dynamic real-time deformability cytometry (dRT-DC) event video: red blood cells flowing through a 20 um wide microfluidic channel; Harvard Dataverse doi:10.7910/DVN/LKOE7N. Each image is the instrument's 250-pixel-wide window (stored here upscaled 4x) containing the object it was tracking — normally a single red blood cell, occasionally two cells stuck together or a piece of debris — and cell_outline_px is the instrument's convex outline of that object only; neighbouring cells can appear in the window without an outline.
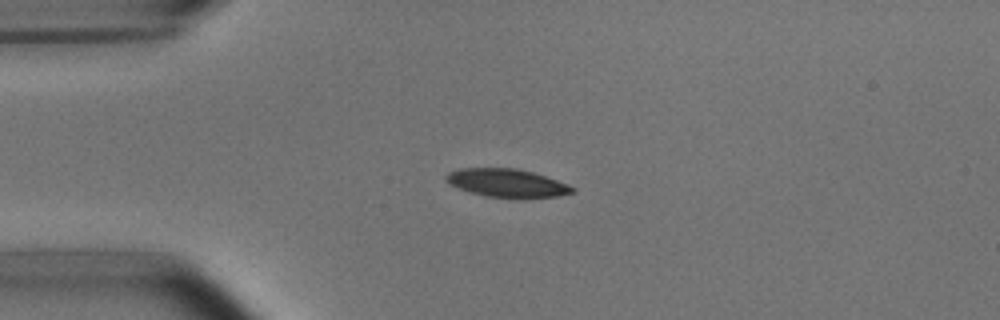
{"species": "common noctule bat (a hibernating species)", "species_latin": "Nyctalus noctula", "temperature_condition": "room temperature", "stored_images_in_passage": 13, "camera_frame_rate_fps": 3000, "um_per_image_px": 0.085, "animal": {"sex": "male", "body_mass_g": 15.6}, "frame": {"image": 1, "passage_image": 2, "time_ms": 1.333, "image_size_px": [1000, 320], "cell_outline_px": [[576, 192], [556, 196], [524, 200], [488, 196], [468, 192], [444, 180], [444, 176], [448, 172], [460, 168], [516, 168], [532, 172], [568, 184], [576, 188]], "centroid_in_image_um": [43.12, 15.58], "position_along_channel_um": 41.9, "area_um2": 21.15}}
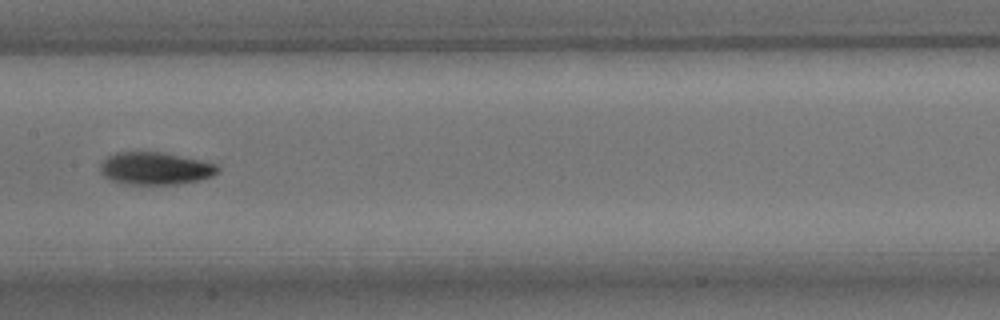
{"frame": {"image": 2, "passage_image": 6, "time_ms": 6.0, "image_size_px": [1000, 320], "cell_outline_px": [[220, 172], [212, 176], [200, 180], [176, 184], [128, 184], [112, 180], [104, 176], [100, 172], [100, 164], [108, 156], [116, 152], [160, 152], [200, 160], [216, 164], [220, 168]], "centroid_in_image_um": [13.21, 14.32], "position_along_channel_um": 194.2, "area_um2": 22.14}}
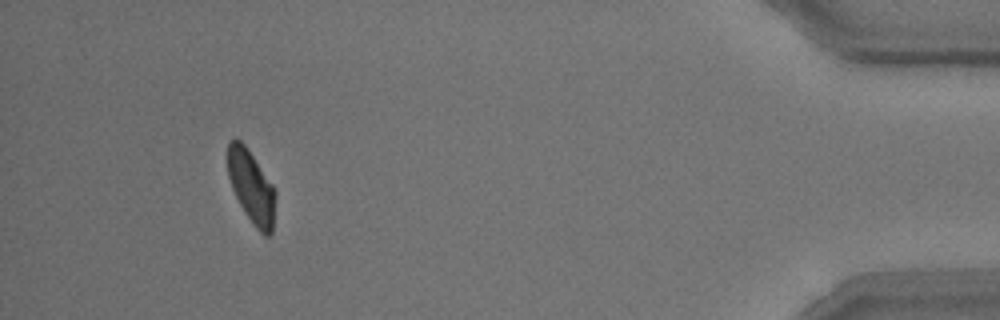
{"frame": {"image": 3, "passage_image": 12, "time_ms": 13.667, "image_size_px": [1000, 320], "cell_outline_px": [[276, 196], [272, 232], [268, 236], [264, 236], [256, 228], [244, 212], [232, 188], [228, 176], [228, 144], [232, 140], [240, 140], [248, 148], [272, 184], [276, 192]], "centroid_in_image_um": [21.38, 15.9], "position_along_channel_um": 413.8, "area_um2": 20.11}, "authors_computed_cell_mechanics": {"area_um2": 21.1548, "velocity_mm_per_s": 3.7174, "shape_relaxation_time_tau1_ms": 1.9176, "shape_relaxation_time_tau2_ms": null, "deformation_change_tau1": 0.0873, "deformation_change_tau2": null}}